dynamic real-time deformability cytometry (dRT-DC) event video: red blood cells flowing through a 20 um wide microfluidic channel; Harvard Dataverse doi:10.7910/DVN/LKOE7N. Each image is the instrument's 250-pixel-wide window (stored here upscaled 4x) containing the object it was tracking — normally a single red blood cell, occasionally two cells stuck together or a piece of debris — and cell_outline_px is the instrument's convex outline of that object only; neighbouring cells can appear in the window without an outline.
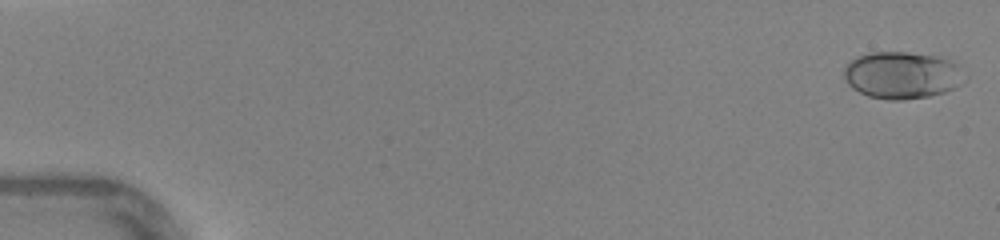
{"species": "human", "species_latin": "Homo sapiens", "temperature_condition": "warm", "stored_images_in_passage": 46, "camera_frame_rate_fps": 3000, "um_per_image_px": 0.085, "donor": {"sex": "female"}, "frame": {"image": 1, "passage_image": 1, "time_ms": 0.0, "image_size_px": [1000, 240], "cell_outline_px": [[968, 80], [956, 88], [944, 92], [928, 96], [904, 100], [888, 100], [868, 96], [852, 88], [848, 84], [844, 76], [844, 68], [856, 56], [868, 52], [908, 52], [948, 56], [968, 76]], "centroid_in_image_um": [76.75, 6.37], "position_along_channel_um": 8.2, "area_um2": 33.87}}
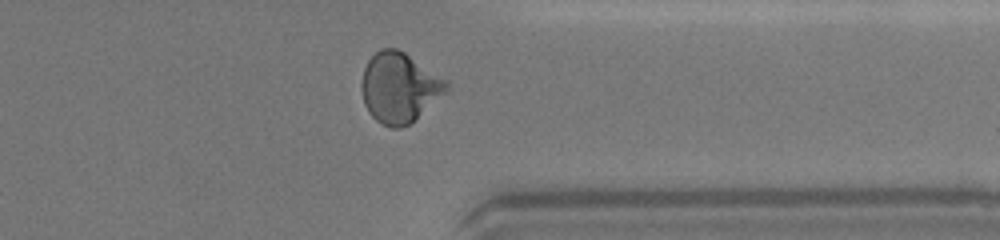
{"frame": {"image": 2, "passage_image": 37, "time_ms": 12.0, "image_size_px": [1000, 240], "cell_outline_px": [[448, 88], [444, 92], [408, 124], [400, 128], [392, 128], [376, 120], [368, 112], [364, 104], [360, 88], [360, 84], [364, 68], [368, 60], [380, 48], [396, 48], [404, 52], [448, 80]], "centroid_in_image_um": [33.89, 7.41], "position_along_channel_um": 377.5, "area_um2": 34.16}}
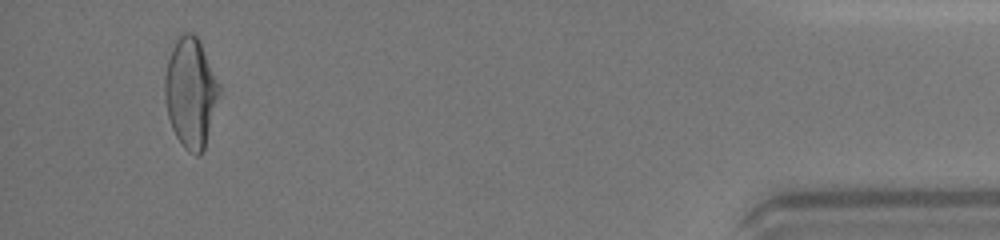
{"frame": {"image": 3, "passage_image": 44, "time_ms": 14.333, "image_size_px": [1000, 240], "cell_outline_px": [[220, 92], [204, 148], [196, 156], [188, 152], [184, 148], [176, 136], [172, 128], [168, 116], [164, 96], [164, 76], [168, 60], [172, 48], [176, 40], [184, 32], [192, 32], [200, 40], [220, 84]], "centroid_in_image_um": [16.2, 7.85], "position_along_channel_um": 419.0, "area_um2": 34.74}, "authors_computed_cell_mechanics": {"area_um2": 32.0212, "velocity_mm_per_s": 4.3995, "shape_relaxation_time_tau1_ms": 4.2595, "shape_relaxation_time_tau2_ms": null, "deformation_change_tau1": 0.1665, "deformation_change_tau2": null}}